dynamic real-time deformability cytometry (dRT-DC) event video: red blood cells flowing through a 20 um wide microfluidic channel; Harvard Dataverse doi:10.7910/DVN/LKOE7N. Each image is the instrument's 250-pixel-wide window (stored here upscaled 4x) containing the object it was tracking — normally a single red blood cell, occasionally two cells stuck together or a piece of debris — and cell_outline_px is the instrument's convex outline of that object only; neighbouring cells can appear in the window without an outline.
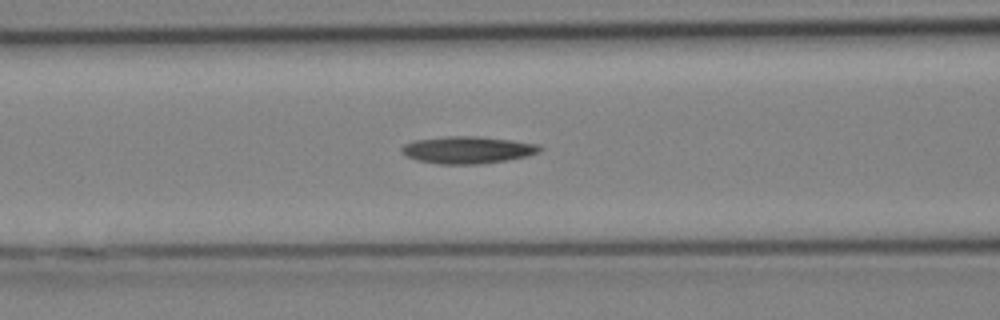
{"species": "Egyptian fruit bat (a non-hibernating species)", "species_latin": "Rousettus aegyptiacus", "temperature_condition": "cold", "stored_images_in_passage": 27, "camera_frame_rate_fps": 3000, "um_per_image_px": 0.085, "animal": {"sex": "female"}, "frame": {"image": 1, "passage_image": 8, "time_ms": 2.333, "image_size_px": [1000, 320], "cell_outline_px": [[544, 148], [540, 152], [528, 156], [508, 160], [484, 164], [440, 164], [416, 160], [404, 156], [400, 152], [400, 148], [404, 144], [416, 140], [448, 136], [476, 136], [512, 140], [540, 144]], "centroid_in_image_um": [39.77, 12.75], "position_along_channel_um": 126.8, "area_um2": 22.2}}
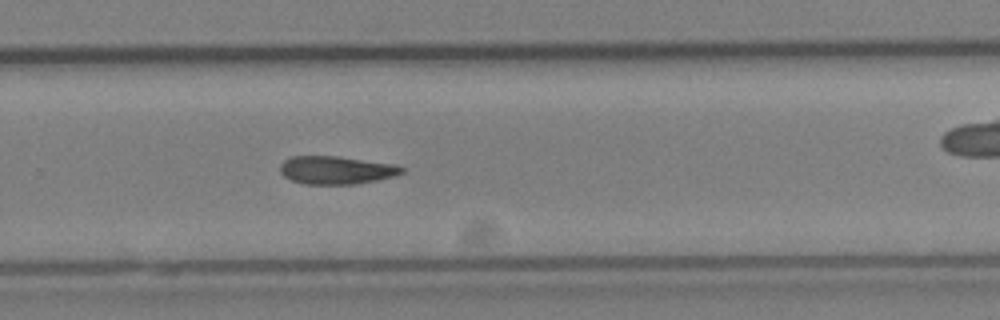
{"frame": {"image": 2, "passage_image": 16, "time_ms": 5.0, "image_size_px": [1000, 320], "cell_outline_px": [[404, 172], [396, 176], [356, 184], [304, 184], [292, 180], [284, 176], [280, 172], [280, 164], [284, 160], [292, 156], [336, 156], [396, 164], [404, 168]], "centroid_in_image_um": [28.59, 14.46], "position_along_channel_um": 301.2, "area_um2": 19.94}}
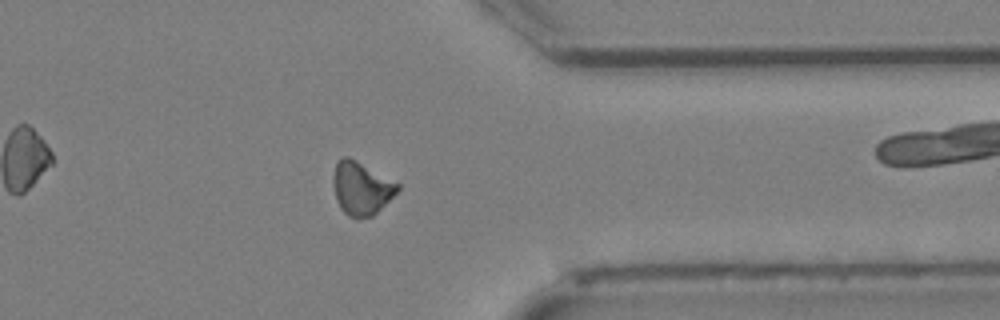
{"frame": {"image": 3, "passage_image": 20, "time_ms": 6.333, "image_size_px": [1000, 320], "cell_outline_px": [[400, 188], [372, 216], [356, 220], [348, 216], [340, 208], [336, 200], [332, 184], [332, 180], [336, 164], [344, 156], [348, 156], [356, 160], [400, 184]], "centroid_in_image_um": [30.68, 16.02], "position_along_channel_um": 380.7, "area_um2": 19.83}}